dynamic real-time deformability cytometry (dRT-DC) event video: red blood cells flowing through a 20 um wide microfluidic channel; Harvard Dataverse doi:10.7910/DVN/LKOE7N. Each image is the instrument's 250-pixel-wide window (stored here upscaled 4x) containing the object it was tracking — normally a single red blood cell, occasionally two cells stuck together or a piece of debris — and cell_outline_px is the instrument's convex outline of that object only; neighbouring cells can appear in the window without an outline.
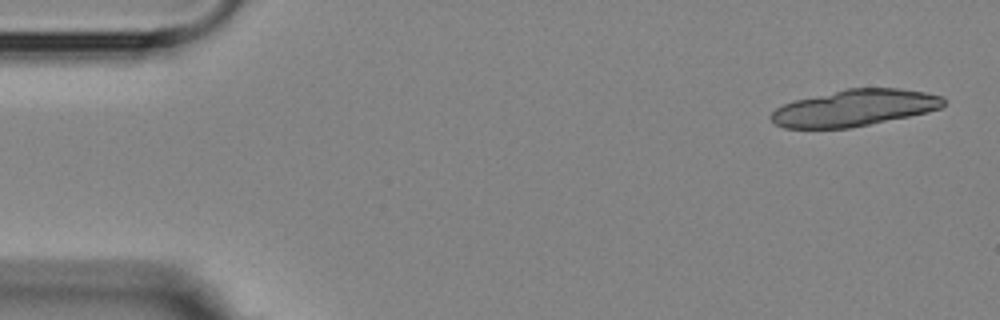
{"species": "Egyptian fruit bat (a non-hibernating species)", "species_latin": "Rousettus aegyptiacus", "temperature_condition": "room temperature", "stored_images_in_passage": 6, "camera_frame_rate_fps": 3000, "um_per_image_px": 0.085, "animal": {"sex": "female"}, "frame": {"image": 1, "passage_image": 1, "time_ms": 0.0, "image_size_px": [1000, 320], "cell_outline_px": [[944, 104], [940, 108], [928, 112], [848, 128], [784, 128], [776, 124], [768, 116], [776, 108], [784, 104], [796, 100], [848, 88], [900, 88], [924, 92], [944, 96]], "centroid_in_image_um": [72.63, 9.17], "position_along_channel_um": 12.4, "area_um2": 36.36}}
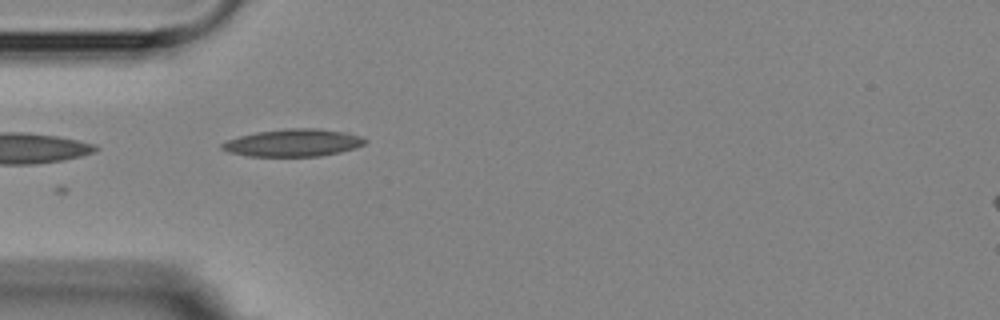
{"frame": {"image": 2, "passage_image": 5, "time_ms": 4.667, "image_size_px": [1000, 320], "cell_outline_px": [[368, 140], [364, 144], [356, 148], [340, 152], [320, 156], [248, 156], [228, 152], [220, 148], [220, 144], [228, 140], [240, 136], [256, 132], [288, 128], [316, 128], [344, 132], [360, 136]], "centroid_in_image_um": [24.92, 12.14], "position_along_channel_um": 60.1, "area_um2": 22.83}}